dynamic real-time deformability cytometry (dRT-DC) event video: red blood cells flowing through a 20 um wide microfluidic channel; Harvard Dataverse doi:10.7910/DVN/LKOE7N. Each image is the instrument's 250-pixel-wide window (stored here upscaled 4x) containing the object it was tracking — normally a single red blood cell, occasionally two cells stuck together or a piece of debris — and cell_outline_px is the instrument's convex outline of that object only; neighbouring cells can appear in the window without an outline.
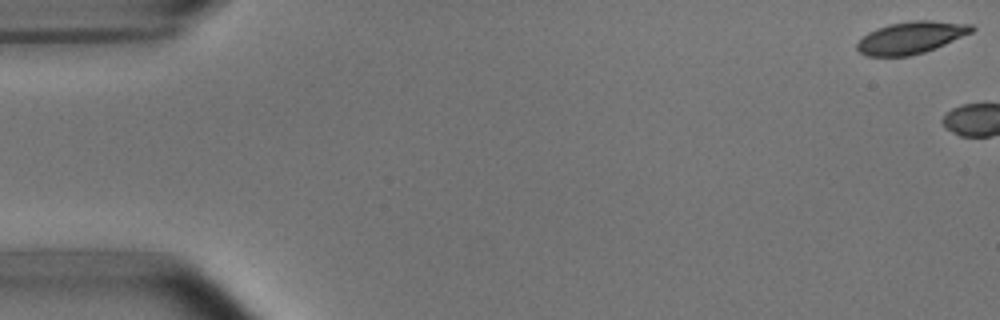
{"species": "common noctule bat (a hibernating species)", "species_latin": "Nyctalus noctula", "temperature_condition": "room temperature", "stored_images_in_passage": 4, "camera_frame_rate_fps": 3000, "um_per_image_px": 0.085, "animal": {"sex": "male", "body_mass_g": 15.6}, "frame": {"image": 1, "passage_image": 1, "time_ms": 0.0, "image_size_px": [1000, 320], "cell_outline_px": [[976, 28], [972, 32], [936, 48], [924, 52], [908, 56], [868, 56], [860, 52], [856, 48], [856, 44], [868, 32], [876, 28], [888, 24], [912, 20], [932, 20], [972, 24]], "centroid_in_image_um": [77.44, 3.18], "position_along_channel_um": 7.6, "area_um2": 21.5}}